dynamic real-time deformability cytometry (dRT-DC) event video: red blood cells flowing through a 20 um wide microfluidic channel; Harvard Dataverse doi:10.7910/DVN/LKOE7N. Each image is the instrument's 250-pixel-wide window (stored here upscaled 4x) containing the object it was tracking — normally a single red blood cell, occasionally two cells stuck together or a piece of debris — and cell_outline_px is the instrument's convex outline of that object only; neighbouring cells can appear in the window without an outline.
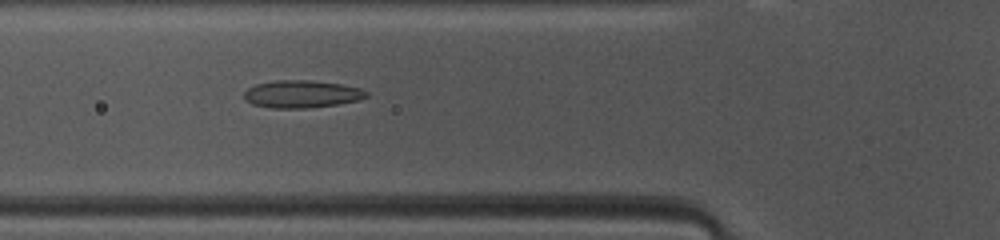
{"species": "common noctule bat (a hibernating species)", "species_latin": "Nyctalus noctula", "temperature_condition": "warm", "stored_images_in_passage": 35, "camera_frame_rate_fps": 3000, "um_per_image_px": 0.085, "animal": {"sex": "female", "body_mass_g": 10.0, "forearm_length_mm": 53.1}, "frame": {"image": 1, "passage_image": 11, "time_ms": 3.333, "image_size_px": [1000, 240], "cell_outline_px": [[368, 96], [360, 100], [340, 104], [308, 108], [272, 108], [252, 104], [244, 100], [244, 92], [248, 88], [256, 84], [276, 80], [308, 80], [340, 84], [360, 88], [368, 92]], "centroid_in_image_um": [25.65, 8.0], "position_along_channel_um": 100.2, "area_um2": 19.71}}
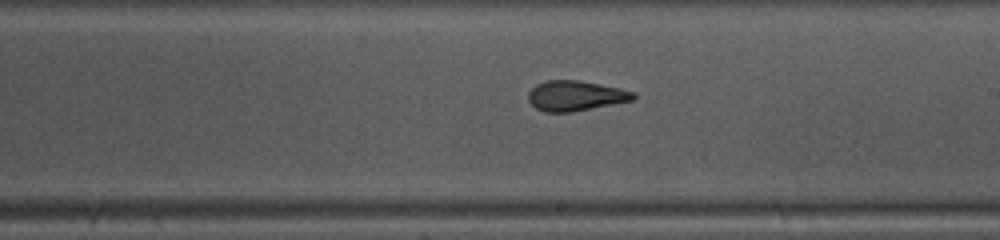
{"frame": {"image": 2, "passage_image": 21, "time_ms": 6.667, "image_size_px": [1000, 240], "cell_outline_px": [[636, 96], [632, 100], [572, 112], [544, 112], [536, 108], [528, 100], [528, 92], [536, 84], [548, 80], [580, 80], [620, 88], [636, 92]], "centroid_in_image_um": [48.91, 8.13], "position_along_channel_um": 240.1, "area_um2": 18.44}}
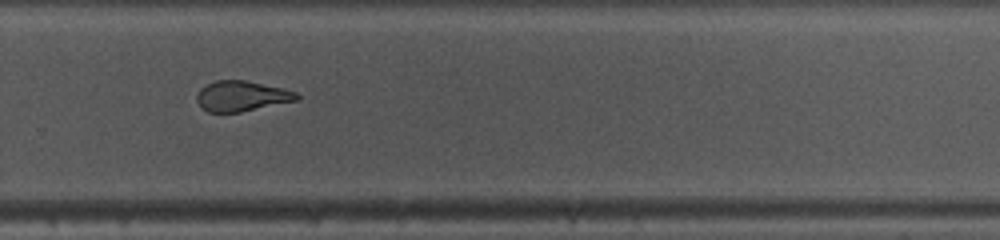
{"frame": {"image": 3, "passage_image": 26, "time_ms": 8.333, "image_size_px": [1000, 240], "cell_outline_px": [[300, 100], [240, 112], [208, 112], [196, 100], [196, 96], [200, 88], [216, 80], [244, 80], [284, 88], [296, 92], [300, 96]], "centroid_in_image_um": [20.58, 8.16], "position_along_channel_um": 309.2, "area_um2": 17.69}, "authors_computed_cell_mechanics": {"area_um2": 19.1896, "velocity_mm_per_s": 4.176, "shape_relaxation_time_tau1_ms": 6.9274, "shape_relaxation_time_tau2_ms": 1.564, "deformation_change_tau1": 0.2195, "deformation_change_tau2": 0.0961}}